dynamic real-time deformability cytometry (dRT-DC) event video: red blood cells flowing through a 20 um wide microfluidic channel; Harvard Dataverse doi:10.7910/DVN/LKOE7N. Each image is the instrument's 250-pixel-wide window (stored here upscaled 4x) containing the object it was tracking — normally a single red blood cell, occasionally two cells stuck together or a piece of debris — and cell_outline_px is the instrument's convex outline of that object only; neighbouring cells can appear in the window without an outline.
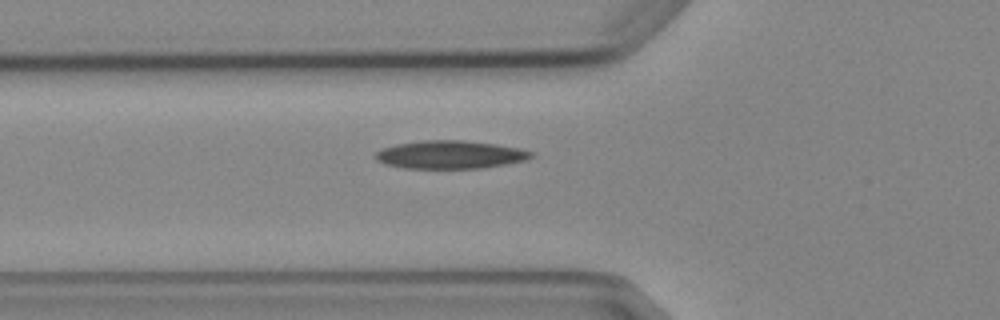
{"species": "Egyptian fruit bat (a non-hibernating species)", "species_latin": "Rousettus aegyptiacus", "temperature_condition": "cold", "stored_images_in_passage": 5, "camera_frame_rate_fps": 3000, "um_per_image_px": 0.085, "animal": {"sex": "female"}, "frame": {"image": 1, "passage_image": 5, "time_ms": 5.667, "image_size_px": [1000, 320], "cell_outline_px": [[532, 156], [524, 160], [484, 168], [404, 168], [384, 164], [376, 160], [372, 156], [380, 148], [396, 144], [424, 140], [464, 140], [496, 144], [520, 148], [532, 152]], "centroid_in_image_um": [38.19, 13.14], "position_along_channel_um": 87.6, "area_um2": 25.55}}